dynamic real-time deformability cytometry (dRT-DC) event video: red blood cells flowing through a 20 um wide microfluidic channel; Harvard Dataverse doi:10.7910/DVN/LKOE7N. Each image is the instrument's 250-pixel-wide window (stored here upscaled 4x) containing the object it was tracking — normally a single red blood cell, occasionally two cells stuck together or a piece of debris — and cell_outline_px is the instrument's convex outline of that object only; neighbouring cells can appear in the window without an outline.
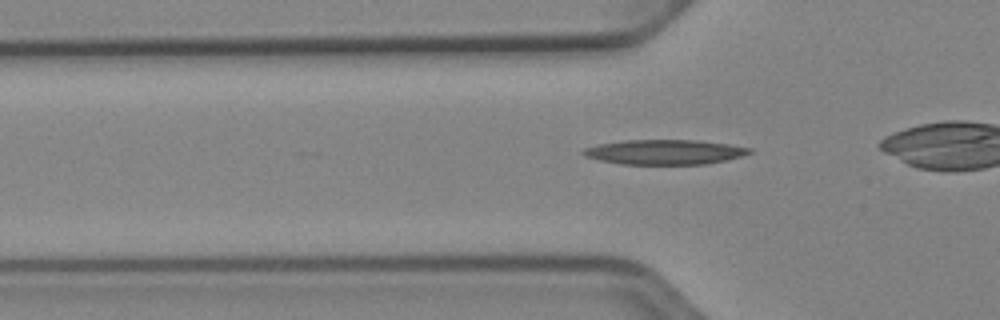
{"species": "Egyptian fruit bat (a non-hibernating species)", "species_latin": "Rousettus aegyptiacus", "temperature_condition": "cold", "stored_images_in_passage": 29, "camera_frame_rate_fps": 3000, "um_per_image_px": 0.085, "animal": {"sex": "female"}, "frame": {"image": 1, "passage_image": 5, "time_ms": 1.333, "image_size_px": [1000, 320], "cell_outline_px": [[752, 152], [740, 156], [724, 160], [704, 164], [620, 164], [600, 160], [584, 156], [580, 152], [584, 148], [600, 144], [624, 140], [696, 140], [728, 144], [752, 148]], "centroid_in_image_um": [56.46, 12.92], "position_along_channel_um": 69.3, "area_um2": 23.87}}
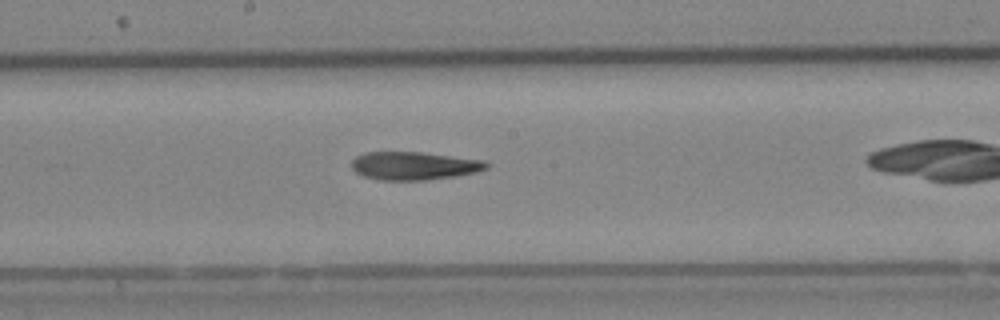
{"frame": {"image": 2, "passage_image": 16, "time_ms": 5.0, "image_size_px": [1000, 320], "cell_outline_px": [[488, 168], [476, 172], [456, 176], [428, 180], [380, 180], [364, 176], [356, 172], [352, 168], [352, 160], [356, 156], [364, 152], [420, 152], [484, 160], [488, 164]], "centroid_in_image_um": [35.19, 14.09], "position_along_channel_um": 213.0, "area_um2": 22.08}}
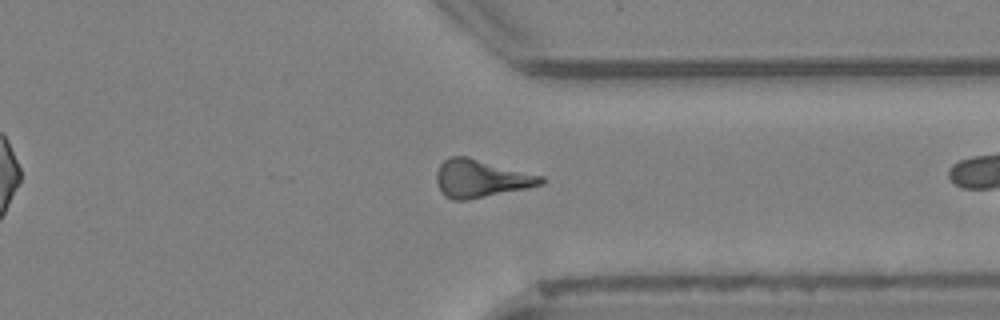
{"frame": {"image": 3, "passage_image": 28, "time_ms": 9.0, "image_size_px": [1000, 320], "cell_outline_px": [[548, 180], [544, 184], [528, 188], [468, 200], [452, 200], [444, 196], [436, 180], [436, 172], [440, 164], [444, 160], [452, 156], [468, 156], [544, 176]], "centroid_in_image_um": [40.92, 15.17], "position_along_channel_um": 370.5, "area_um2": 23.29}}